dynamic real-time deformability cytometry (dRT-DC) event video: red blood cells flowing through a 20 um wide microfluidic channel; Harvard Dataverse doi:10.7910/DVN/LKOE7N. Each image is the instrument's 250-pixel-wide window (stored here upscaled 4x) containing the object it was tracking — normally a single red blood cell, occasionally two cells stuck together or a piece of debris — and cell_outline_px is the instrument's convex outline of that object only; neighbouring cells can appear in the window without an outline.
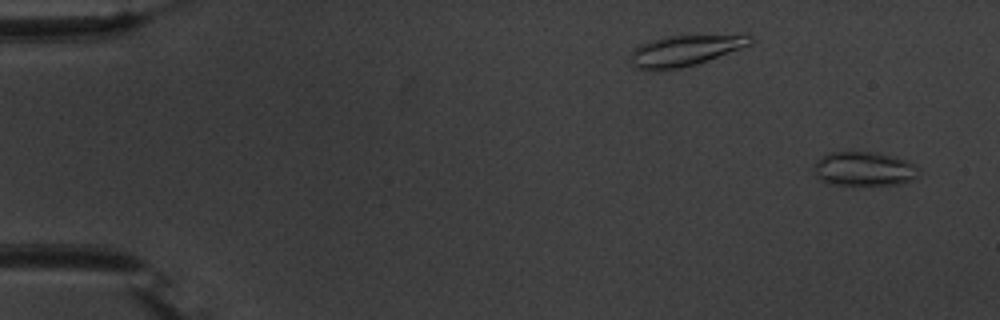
{"species": "common noctule bat (a hibernating species)", "species_latin": "Nyctalus noctula", "temperature_condition": "warm", "stored_images_in_passage": 55, "camera_frame_rate_fps": 3000, "um_per_image_px": 0.085, "animal": {"sex": "male", "body_mass_g": 20.1, "forearm_length_mm": 53.5}, "frame": {"image": 1, "passage_image": 3, "time_ms": 0.667, "image_size_px": [1000, 320], "cell_outline_px": [[920, 168], [916, 180], [904, 184], [856, 188], [832, 184], [820, 180], [816, 176], [812, 168], [816, 160], [820, 156], [828, 152], [876, 152], [904, 160], [916, 164]], "centroid_in_image_um": [73.45, 14.42], "position_along_channel_um": 11.6, "area_um2": 22.14}}
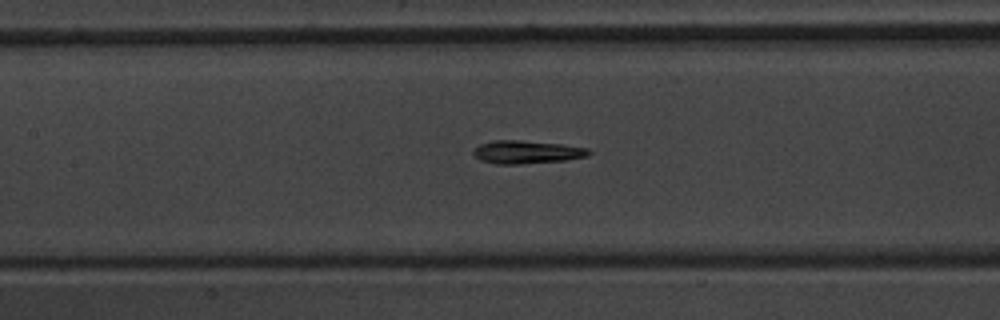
{"frame": {"image": 2, "passage_image": 26, "time_ms": 8.333, "image_size_px": [1000, 320], "cell_outline_px": [[592, 152], [588, 156], [564, 160], [520, 164], [496, 164], [480, 160], [472, 152], [480, 144], [492, 140], [520, 140], [560, 144], [588, 148]], "centroid_in_image_um": [44.77, 12.92], "position_along_channel_um": 162.6, "area_um2": 15.43}}
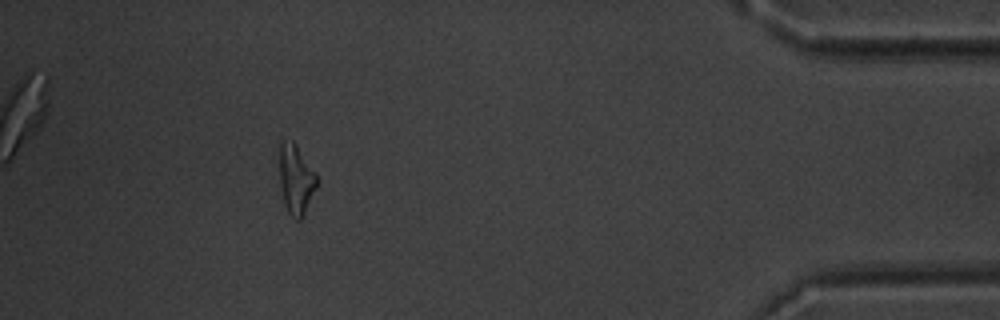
{"frame": {"image": 3, "passage_image": 50, "time_ms": 16.333, "image_size_px": [1000, 320], "cell_outline_px": [[316, 188], [300, 220], [296, 220], [288, 212], [284, 204], [280, 184], [280, 144], [292, 140], [296, 144], [316, 172]], "centroid_in_image_um": [25.16, 15.25], "position_along_channel_um": 410.0, "area_um2": 14.8}, "authors_computed_cell_mechanics": {"area_um2": 15.317, "velocity_mm_per_s": 3.7284, "shape_relaxation_time_tau1_ms": 4.544, "shape_relaxation_time_tau2_ms": 2.2093, "deformation_change_tau1": 0.1775, "deformation_change_tau2": 0.1052}}